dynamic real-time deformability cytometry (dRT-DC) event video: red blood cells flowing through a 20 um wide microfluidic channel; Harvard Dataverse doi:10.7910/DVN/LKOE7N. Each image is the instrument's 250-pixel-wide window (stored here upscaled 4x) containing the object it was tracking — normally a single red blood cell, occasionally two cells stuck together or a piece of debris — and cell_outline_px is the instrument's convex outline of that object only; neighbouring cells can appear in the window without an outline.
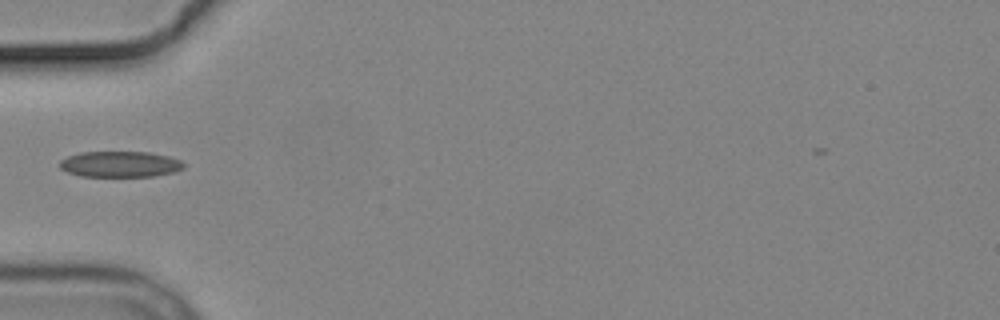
{"species": "common noctule bat (a hibernating species)", "species_latin": "Nyctalus noctula", "temperature_condition": "cold", "stored_images_in_passage": 4, "camera_frame_rate_fps": 3000, "um_per_image_px": 0.085, "animal": {"sex": "male", "body_mass_g": 19.2, "forearm_length_mm": 51.8}, "frame": {"image": 1, "passage_image": 4, "time_ms": 4.333, "image_size_px": [1000, 320], "cell_outline_px": [[184, 168], [172, 172], [152, 176], [80, 176], [68, 172], [60, 168], [60, 160], [68, 156], [80, 152], [148, 152], [168, 156], [180, 160], [184, 164]], "centroid_in_image_um": [10.19, 13.95], "position_along_channel_um": 74.8, "area_um2": 18.55}}